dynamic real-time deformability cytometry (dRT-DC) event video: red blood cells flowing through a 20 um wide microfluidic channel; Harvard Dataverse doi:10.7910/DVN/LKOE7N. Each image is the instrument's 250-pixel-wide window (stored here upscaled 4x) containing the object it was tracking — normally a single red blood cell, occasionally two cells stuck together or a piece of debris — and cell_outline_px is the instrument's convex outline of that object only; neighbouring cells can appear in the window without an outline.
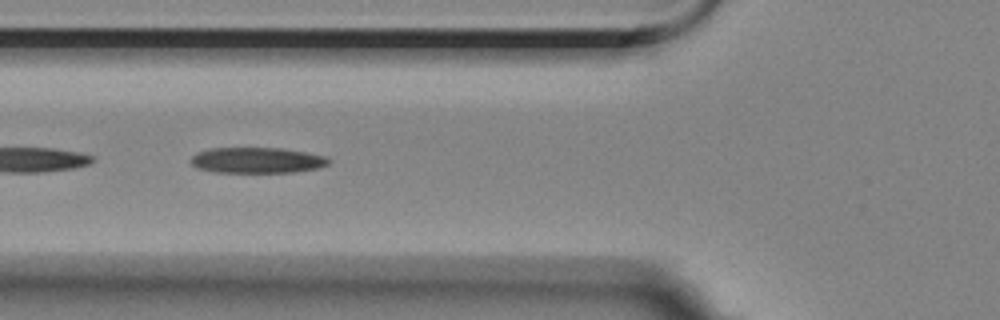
{"species": "Egyptian fruit bat (a non-hibernating species)", "species_latin": "Rousettus aegyptiacus", "temperature_condition": "room temperature", "stored_images_in_passage": 21, "segment_of_instrument_passage": [2, 2], "camera_frame_rate_fps": 3000, "um_per_image_px": 0.085, "animal": {"sex": "female"}, "frame": {"image": 1, "passage_image": 18, "time_ms": 5.667, "image_size_px": [1000, 320], "cell_outline_px": [[332, 160], [328, 164], [320, 168], [292, 172], [216, 172], [196, 168], [192, 164], [192, 156], [196, 152], [208, 148], [280, 148], [304, 152], [324, 156]], "centroid_in_image_um": [21.83, 13.62], "position_along_channel_um": 104.0, "area_um2": 20.63}}